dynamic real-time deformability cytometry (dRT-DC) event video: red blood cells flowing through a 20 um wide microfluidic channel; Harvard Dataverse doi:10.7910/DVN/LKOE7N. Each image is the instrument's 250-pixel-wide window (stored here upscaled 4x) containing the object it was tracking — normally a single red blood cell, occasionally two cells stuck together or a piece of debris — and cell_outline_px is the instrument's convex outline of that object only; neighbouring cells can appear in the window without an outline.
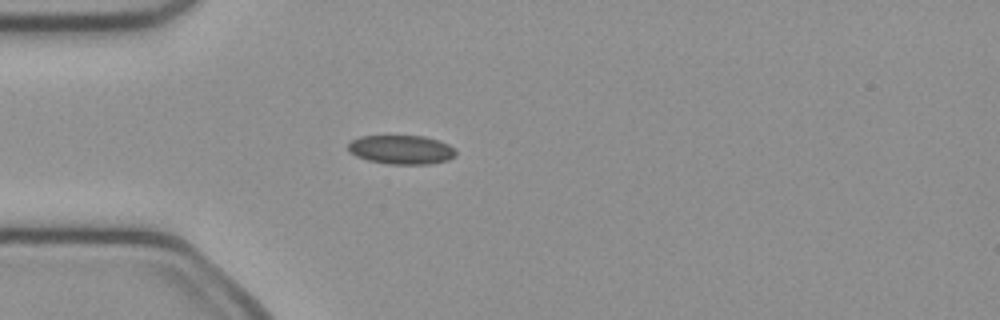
{"species": "common noctule bat (a hibernating species)", "species_latin": "Nyctalus noctula", "temperature_condition": "cold", "stored_images_in_passage": 38, "camera_frame_rate_fps": 3000, "um_per_image_px": 0.085, "animal": {"sex": "female", "body_mass_g": 21.9}, "frame": {"image": 1, "passage_image": 1, "time_ms": 0.0, "image_size_px": [1000, 320], "cell_outline_px": [[456, 156], [448, 160], [432, 164], [388, 164], [368, 160], [356, 156], [348, 152], [348, 144], [352, 140], [360, 136], [424, 136], [440, 140], [448, 144], [456, 152]], "centroid_in_image_um": [34.12, 12.72], "position_along_channel_um": 50.9, "area_um2": 18.32}}
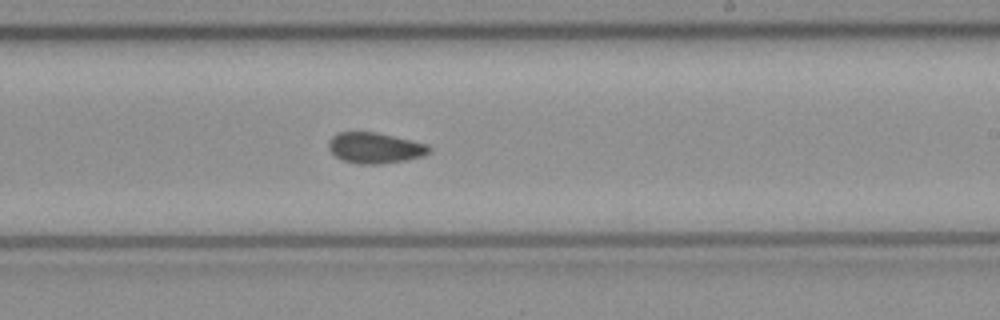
{"frame": {"image": 2, "passage_image": 17, "time_ms": 5.333, "image_size_px": [1000, 320], "cell_outline_px": [[432, 152], [424, 156], [408, 160], [380, 164], [356, 164], [340, 160], [328, 148], [328, 144], [332, 136], [340, 132], [376, 132], [428, 144], [432, 148]], "centroid_in_image_um": [31.91, 12.59], "position_along_channel_um": 257.1, "area_um2": 18.26}}
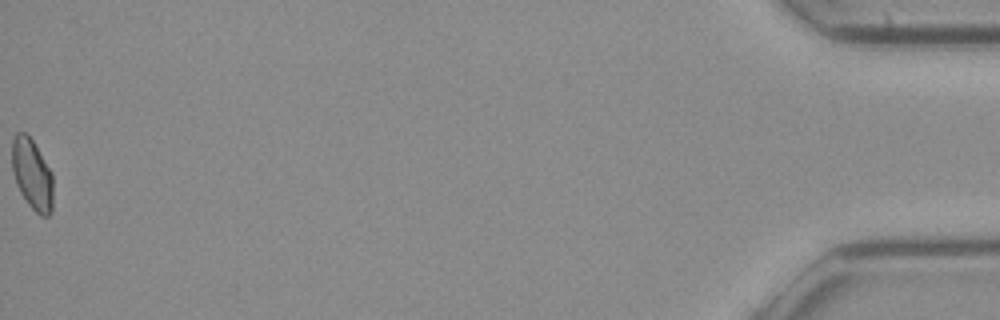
{"frame": {"image": 3, "passage_image": 38, "time_ms": 12.333, "image_size_px": [1000, 320], "cell_outline_px": [[52, 212], [48, 216], [40, 216], [28, 204], [20, 192], [16, 184], [12, 172], [12, 140], [16, 132], [24, 132], [32, 140], [52, 172]], "centroid_in_image_um": [2.72, 14.83], "position_along_channel_um": 432.5, "area_um2": 16.94}, "authors_computed_cell_mechanics": {"area_um2": 17.8602, "velocity_mm_per_s": 4.0296, "shape_relaxation_time_tau1_ms": null, "shape_relaxation_time_tau2_ms": 2.7244, "deformation_change_tau1": null, "deformation_change_tau2": 0.0731}}